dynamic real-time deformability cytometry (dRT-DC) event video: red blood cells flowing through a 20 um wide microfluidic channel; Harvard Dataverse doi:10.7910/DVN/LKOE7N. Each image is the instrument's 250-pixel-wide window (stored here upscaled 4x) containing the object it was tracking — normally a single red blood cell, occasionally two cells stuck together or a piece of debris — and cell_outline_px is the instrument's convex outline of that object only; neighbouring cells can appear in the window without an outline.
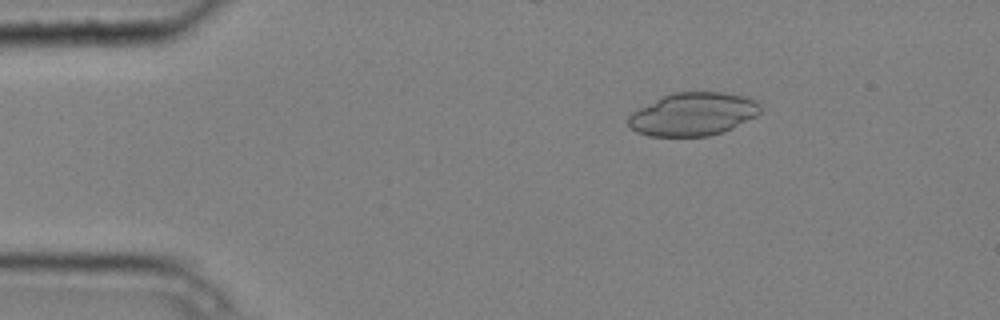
{"species": "common noctule bat (a hibernating species)", "species_latin": "Nyctalus noctula", "temperature_condition": "cold", "stored_images_in_passage": 4, "camera_frame_rate_fps": 3000, "um_per_image_px": 0.085, "animal": {"sex": "male", "body_mass_g": 20.4}, "frame": {"image": 1, "passage_image": 2, "time_ms": 0.333, "image_size_px": [1000, 320], "cell_outline_px": [[760, 112], [756, 116], [732, 128], [708, 136], [648, 136], [636, 132], [628, 124], [628, 116], [632, 112], [672, 92], [724, 92], [748, 96], [756, 100], [760, 104]], "centroid_in_image_um": [58.93, 9.7], "position_along_channel_um": 26.1, "area_um2": 33.06}}